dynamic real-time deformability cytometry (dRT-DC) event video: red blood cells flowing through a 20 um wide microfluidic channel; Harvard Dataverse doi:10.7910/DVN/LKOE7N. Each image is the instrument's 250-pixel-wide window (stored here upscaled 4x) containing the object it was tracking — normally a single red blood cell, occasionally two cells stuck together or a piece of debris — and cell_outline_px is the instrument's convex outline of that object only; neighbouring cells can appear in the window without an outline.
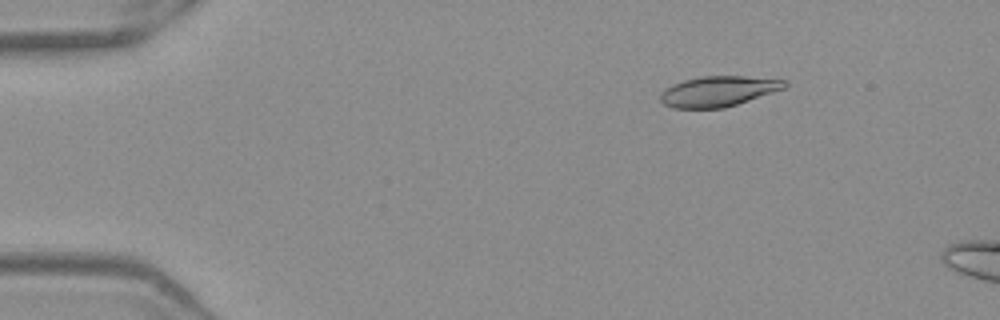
{"species": "Egyptian fruit bat (a non-hibernating species)", "species_latin": "Rousettus aegyptiacus", "temperature_condition": "warm", "stored_images_in_passage": 52, "camera_frame_rate_fps": 3000, "um_per_image_px": 0.085, "frame": {"image": 1, "passage_image": 8, "time_ms": 2.333, "image_size_px": [1000, 320], "cell_outline_px": [[788, 84], [784, 88], [724, 108], [672, 108], [664, 104], [660, 100], [660, 92], [664, 88], [672, 84], [684, 80], [700, 76], [744, 76], [788, 80]], "centroid_in_image_um": [61.01, 7.75], "position_along_channel_um": 24.0, "area_um2": 21.96}}
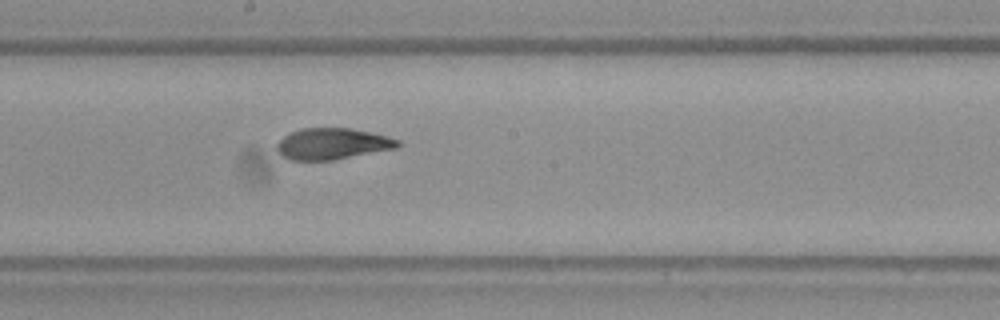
{"frame": {"image": 2, "passage_image": 29, "time_ms": 9.333, "image_size_px": [1000, 320], "cell_outline_px": [[400, 144], [396, 148], [332, 160], [288, 160], [276, 148], [276, 144], [284, 136], [300, 128], [348, 128], [388, 136], [400, 140]], "centroid_in_image_um": [28.25, 12.22], "position_along_channel_um": 220.0, "area_um2": 21.79}}
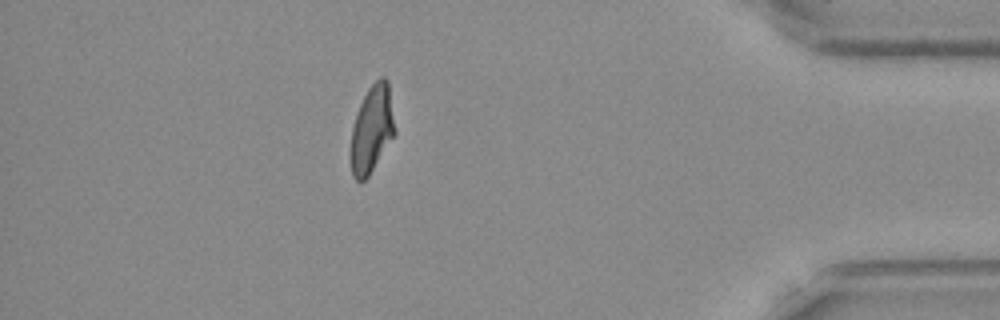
{"frame": {"image": 3, "passage_image": 46, "time_ms": 15.0, "image_size_px": [1000, 320], "cell_outline_px": [[396, 132], [368, 176], [360, 184], [352, 176], [348, 152], [352, 128], [360, 104], [368, 88], [380, 76], [384, 76], [388, 80]], "centroid_in_image_um": [31.58, 11.01], "position_along_channel_um": 403.6, "area_um2": 22.72}}